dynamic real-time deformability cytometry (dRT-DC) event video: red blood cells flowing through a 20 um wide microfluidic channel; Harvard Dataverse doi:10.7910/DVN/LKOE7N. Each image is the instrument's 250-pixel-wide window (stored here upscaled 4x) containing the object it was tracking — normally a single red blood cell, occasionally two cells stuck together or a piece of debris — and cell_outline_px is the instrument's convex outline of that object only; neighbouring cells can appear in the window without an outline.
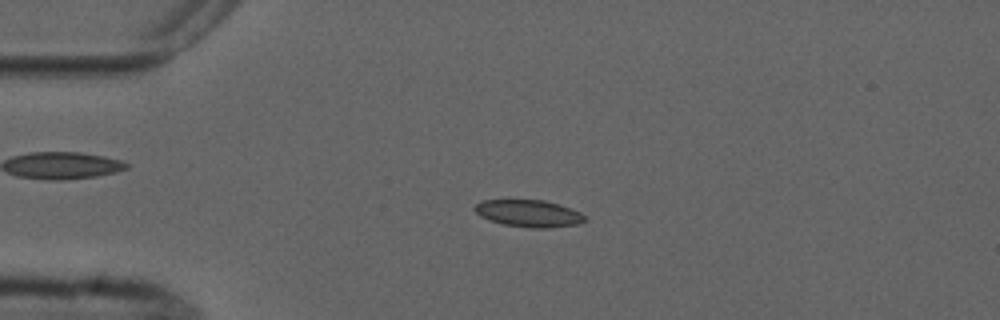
{"species": "common noctule bat (a hibernating species)", "species_latin": "Nyctalus noctula", "temperature_condition": "cold", "stored_images_in_passage": 4, "camera_frame_rate_fps": 3000, "um_per_image_px": 0.085, "animal": {"sex": "male", "forearm_length_mm": 52.5}, "frame": {"image": 1, "passage_image": 3, "time_ms": 2.333, "image_size_px": [1000, 320], "cell_outline_px": [[588, 220], [580, 224], [548, 228], [532, 228], [504, 224], [480, 216], [472, 208], [480, 200], [544, 200], [560, 204], [580, 212]], "centroid_in_image_um": [44.97, 18.13], "position_along_channel_um": 40.0, "area_um2": 17.4}}